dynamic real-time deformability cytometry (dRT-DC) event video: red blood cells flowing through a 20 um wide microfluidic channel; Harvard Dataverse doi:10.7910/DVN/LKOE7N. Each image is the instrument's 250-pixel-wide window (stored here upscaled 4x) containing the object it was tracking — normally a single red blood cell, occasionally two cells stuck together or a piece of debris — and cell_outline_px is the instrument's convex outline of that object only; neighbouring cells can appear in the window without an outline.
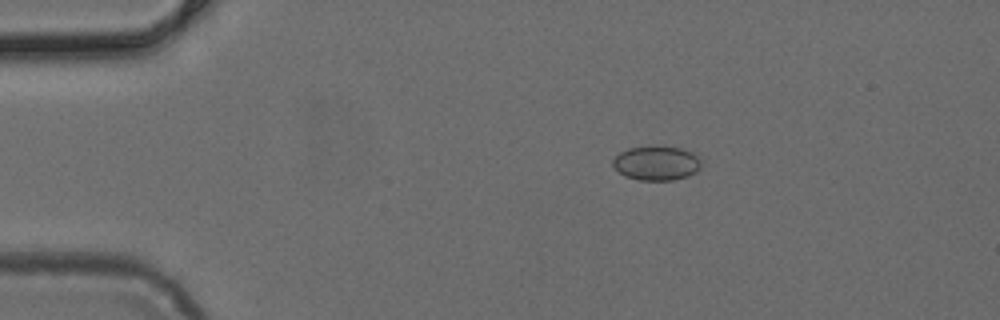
{"species": "common noctule bat (a hibernating species)", "species_latin": "Nyctalus noctula", "temperature_condition": "cold", "stored_images_in_passage": 4, "camera_frame_rate_fps": 3000, "um_per_image_px": 0.085, "animal": {"sex": "female", "body_mass_g": 24.6, "forearm_length_mm": 56.2}, "frame": {"image": 1, "passage_image": 2, "time_ms": 0.333, "image_size_px": [1000, 320], "cell_outline_px": [[700, 168], [696, 172], [688, 176], [672, 180], [640, 180], [624, 176], [612, 164], [612, 160], [620, 152], [628, 148], [652, 144], [656, 144], [680, 148], [692, 152], [700, 160]], "centroid_in_image_um": [55.79, 13.83], "position_along_channel_um": 29.2, "area_um2": 17.98}}
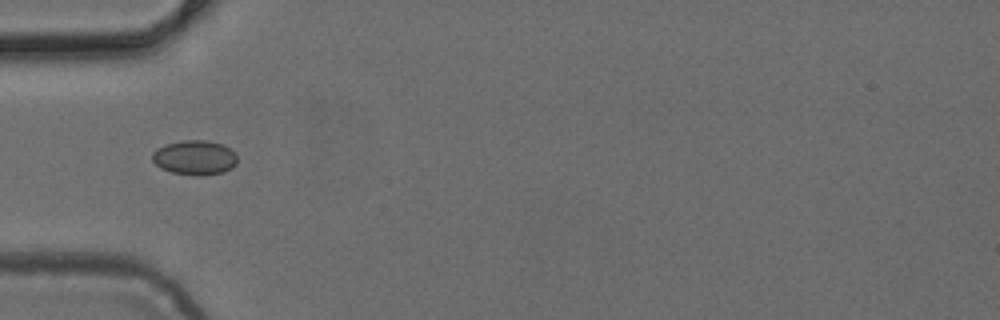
{"frame": {"image": 2, "passage_image": 4, "time_ms": 1.0, "image_size_px": [1000, 320], "cell_outline_px": [[236, 164], [232, 168], [224, 172], [200, 176], [196, 176], [172, 172], [160, 168], [152, 160], [152, 152], [156, 148], [164, 144], [184, 140], [208, 140], [224, 144], [236, 152]], "centroid_in_image_um": [16.56, 13.38], "position_along_channel_um": 68.4, "area_um2": 17.46}}